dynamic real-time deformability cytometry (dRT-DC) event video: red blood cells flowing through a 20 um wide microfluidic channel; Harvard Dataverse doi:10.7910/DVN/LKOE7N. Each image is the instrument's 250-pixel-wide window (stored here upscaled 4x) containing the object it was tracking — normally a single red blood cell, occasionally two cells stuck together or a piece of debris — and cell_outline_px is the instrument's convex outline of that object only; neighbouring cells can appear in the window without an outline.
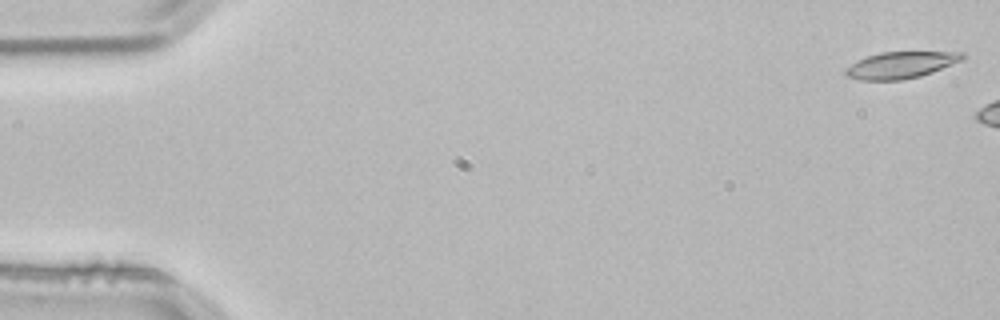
{"species": "common noctule bat (a hibernating species)", "species_latin": "Nyctalus noctula", "temperature_condition": "room temperature", "stored_images_in_passage": 8, "camera_frame_rate_fps": 3000, "um_per_image_px": 0.085, "animal": {"sex": "male", "body_mass_g": 21.5, "forearm_length_mm": 52.0}, "frame": {"image": 1, "passage_image": 1, "time_ms": 0.0, "image_size_px": [1000, 320], "cell_outline_px": [[968, 56], [964, 60], [932, 72], [920, 76], [900, 80], [860, 80], [848, 76], [844, 72], [844, 68], [868, 56], [880, 52], [964, 52]], "centroid_in_image_um": [76.63, 5.52], "position_along_channel_um": 8.4, "area_um2": 18.09}}